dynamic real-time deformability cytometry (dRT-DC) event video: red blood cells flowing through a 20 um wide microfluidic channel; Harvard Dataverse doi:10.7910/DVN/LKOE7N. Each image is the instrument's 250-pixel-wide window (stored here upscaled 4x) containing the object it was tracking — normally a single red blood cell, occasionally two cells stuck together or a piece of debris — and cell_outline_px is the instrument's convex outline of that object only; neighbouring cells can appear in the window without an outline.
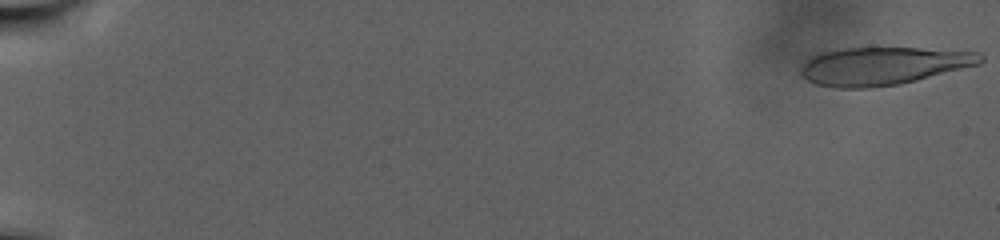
{"species": "human", "species_latin": "Homo sapiens", "temperature_condition": "warm", "stored_images_in_passage": 107, "camera_frame_rate_fps": 3000, "um_per_image_px": 0.085, "donor": {"sex": "male"}, "frame": {"image": 1, "passage_image": 1, "time_ms": 0.0, "image_size_px": [1000, 240], "cell_outline_px": [[984, 60], [980, 64], [900, 84], [868, 88], [836, 88], [816, 84], [808, 80], [800, 72], [800, 68], [812, 56], [820, 52], [844, 48], [920, 48], [980, 52], [984, 56]], "centroid_in_image_um": [75.08, 5.6], "position_along_channel_um": 9.9, "area_um2": 39.59}}
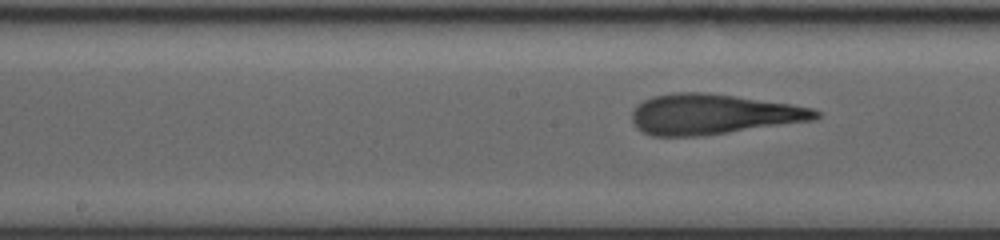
{"frame": {"image": 2, "passage_image": 59, "time_ms": 19.333, "image_size_px": [1000, 240], "cell_outline_px": [[820, 116], [816, 120], [704, 136], [652, 136], [636, 128], [632, 120], [632, 108], [644, 100], [652, 96], [672, 92], [704, 92], [736, 96], [792, 104], [812, 108], [820, 112]], "centroid_in_image_um": [60.61, 9.71], "position_along_channel_um": 187.6, "area_um2": 43.52}}
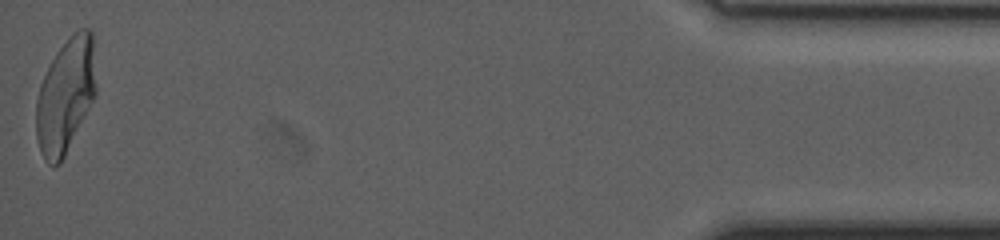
{"frame": {"image": 3, "passage_image": 107, "time_ms": 35.333, "image_size_px": [1000, 240], "cell_outline_px": [[96, 96], [60, 164], [52, 168], [44, 160], [36, 140], [36, 100], [40, 84], [56, 52], [72, 32], [80, 28], [88, 28], [92, 32], [96, 84]], "centroid_in_image_um": [5.57, 8.15], "position_along_channel_um": 429.6, "area_um2": 40.29}}